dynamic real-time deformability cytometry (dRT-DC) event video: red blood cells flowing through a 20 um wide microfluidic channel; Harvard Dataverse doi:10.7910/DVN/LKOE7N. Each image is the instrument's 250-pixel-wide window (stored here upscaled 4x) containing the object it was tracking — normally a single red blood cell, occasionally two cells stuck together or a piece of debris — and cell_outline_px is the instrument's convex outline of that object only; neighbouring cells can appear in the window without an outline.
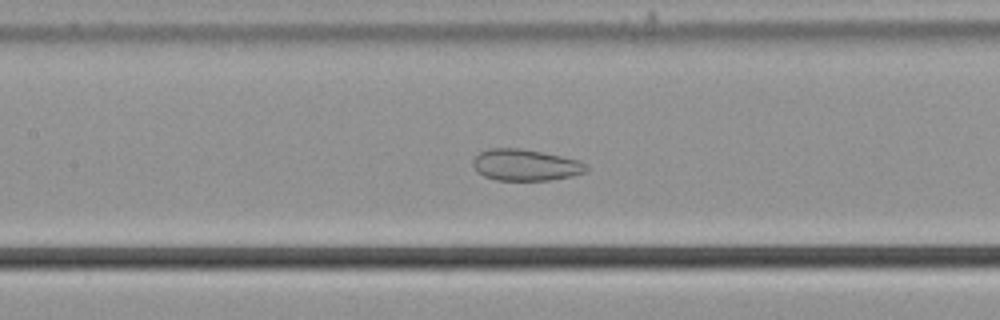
{"species": "common noctule bat (a hibernating species)", "species_latin": "Nyctalus noctula", "temperature_condition": "cold", "stored_images_in_passage": 57, "camera_frame_rate_fps": 3000, "um_per_image_px": 0.085, "animal": {"sex": "male", "body_mass_g": 21.5, "forearm_length_mm": 52.0}, "frame": {"image": 1, "passage_image": 27, "time_ms": 8.667, "image_size_px": [1000, 320], "cell_outline_px": [[588, 168], [584, 172], [572, 176], [548, 180], [496, 180], [484, 176], [476, 172], [472, 164], [472, 160], [480, 152], [488, 148], [520, 148], [580, 160], [588, 164]], "centroid_in_image_um": [44.64, 14.02], "position_along_channel_um": 162.8, "area_um2": 20.81}}
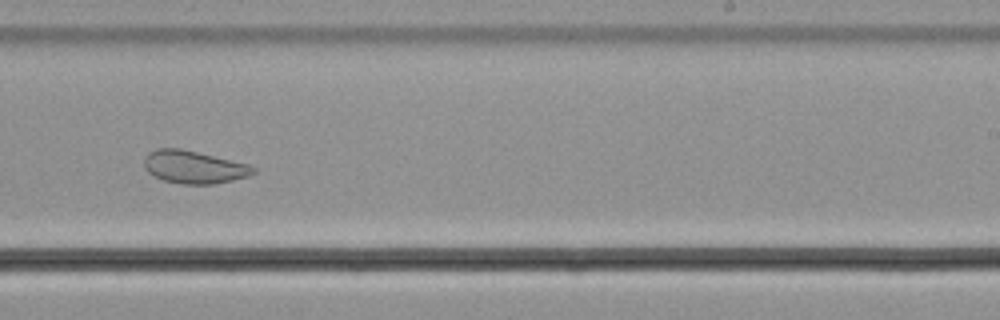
{"frame": {"image": 2, "passage_image": 36, "time_ms": 11.667, "image_size_px": [1000, 320], "cell_outline_px": [[256, 172], [248, 176], [216, 184], [184, 184], [164, 180], [152, 176], [144, 168], [144, 156], [148, 152], [156, 148], [180, 148], [248, 164], [256, 168]], "centroid_in_image_um": [16.44, 14.2], "position_along_channel_um": 272.6, "area_um2": 20.87}}
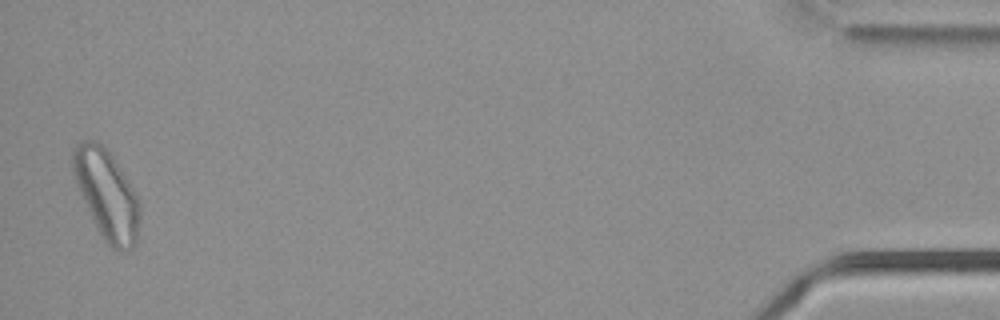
{"frame": {"image": 3, "passage_image": 56, "time_ms": 18.333, "image_size_px": [1000, 320], "cell_outline_px": [[140, 216], [136, 244], [132, 248], [120, 252], [112, 248], [104, 240], [76, 184], [72, 172], [72, 152], [76, 144], [80, 140], [96, 140], [112, 156], [120, 168], [140, 200]], "centroid_in_image_um": [9.08, 16.53], "position_along_channel_um": 426.1, "area_um2": 34.39}, "authors_computed_cell_mechanics": {"area_um2": 28.6688, "velocity_mm_per_s": 3.6674, "shape_relaxation_time_tau1_ms": null, "shape_relaxation_time_tau2_ms": 1.1702, "deformation_change_tau1": null, "deformation_change_tau2": 0.0665}}